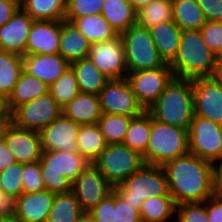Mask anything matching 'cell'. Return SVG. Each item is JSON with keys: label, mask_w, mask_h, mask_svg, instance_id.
I'll return each mask as SVG.
<instances>
[{"label": "cell", "mask_w": 222, "mask_h": 222, "mask_svg": "<svg viewBox=\"0 0 222 222\" xmlns=\"http://www.w3.org/2000/svg\"><path fill=\"white\" fill-rule=\"evenodd\" d=\"M175 207L172 196L148 198L142 203L140 217L142 222H168L175 214Z\"/></svg>", "instance_id": "35"}, {"label": "cell", "mask_w": 222, "mask_h": 222, "mask_svg": "<svg viewBox=\"0 0 222 222\" xmlns=\"http://www.w3.org/2000/svg\"><path fill=\"white\" fill-rule=\"evenodd\" d=\"M23 164L15 162L0 172V191L18 198L23 193Z\"/></svg>", "instance_id": "39"}, {"label": "cell", "mask_w": 222, "mask_h": 222, "mask_svg": "<svg viewBox=\"0 0 222 222\" xmlns=\"http://www.w3.org/2000/svg\"><path fill=\"white\" fill-rule=\"evenodd\" d=\"M200 31L207 47L217 56L222 55V22L207 21Z\"/></svg>", "instance_id": "44"}, {"label": "cell", "mask_w": 222, "mask_h": 222, "mask_svg": "<svg viewBox=\"0 0 222 222\" xmlns=\"http://www.w3.org/2000/svg\"><path fill=\"white\" fill-rule=\"evenodd\" d=\"M20 9V0H0V27Z\"/></svg>", "instance_id": "48"}, {"label": "cell", "mask_w": 222, "mask_h": 222, "mask_svg": "<svg viewBox=\"0 0 222 222\" xmlns=\"http://www.w3.org/2000/svg\"><path fill=\"white\" fill-rule=\"evenodd\" d=\"M91 43L72 22L61 20L58 53L69 63L89 56Z\"/></svg>", "instance_id": "22"}, {"label": "cell", "mask_w": 222, "mask_h": 222, "mask_svg": "<svg viewBox=\"0 0 222 222\" xmlns=\"http://www.w3.org/2000/svg\"><path fill=\"white\" fill-rule=\"evenodd\" d=\"M78 222H93V220L86 214L81 220Z\"/></svg>", "instance_id": "57"}, {"label": "cell", "mask_w": 222, "mask_h": 222, "mask_svg": "<svg viewBox=\"0 0 222 222\" xmlns=\"http://www.w3.org/2000/svg\"><path fill=\"white\" fill-rule=\"evenodd\" d=\"M85 215L72 192L56 193L47 222H78Z\"/></svg>", "instance_id": "31"}, {"label": "cell", "mask_w": 222, "mask_h": 222, "mask_svg": "<svg viewBox=\"0 0 222 222\" xmlns=\"http://www.w3.org/2000/svg\"><path fill=\"white\" fill-rule=\"evenodd\" d=\"M98 96L102 113L135 117L145 111L126 78L108 80Z\"/></svg>", "instance_id": "12"}, {"label": "cell", "mask_w": 222, "mask_h": 222, "mask_svg": "<svg viewBox=\"0 0 222 222\" xmlns=\"http://www.w3.org/2000/svg\"><path fill=\"white\" fill-rule=\"evenodd\" d=\"M2 139L16 162L28 164L41 160L43 150L39 131L20 128L9 121L3 129Z\"/></svg>", "instance_id": "15"}, {"label": "cell", "mask_w": 222, "mask_h": 222, "mask_svg": "<svg viewBox=\"0 0 222 222\" xmlns=\"http://www.w3.org/2000/svg\"><path fill=\"white\" fill-rule=\"evenodd\" d=\"M66 0H20V8L33 20H64Z\"/></svg>", "instance_id": "33"}, {"label": "cell", "mask_w": 222, "mask_h": 222, "mask_svg": "<svg viewBox=\"0 0 222 222\" xmlns=\"http://www.w3.org/2000/svg\"><path fill=\"white\" fill-rule=\"evenodd\" d=\"M216 58L200 30H182L177 55L169 66L175 78L209 77Z\"/></svg>", "instance_id": "3"}, {"label": "cell", "mask_w": 222, "mask_h": 222, "mask_svg": "<svg viewBox=\"0 0 222 222\" xmlns=\"http://www.w3.org/2000/svg\"><path fill=\"white\" fill-rule=\"evenodd\" d=\"M47 93H49V86L46 83L23 71L7 98L9 110L12 112L16 107Z\"/></svg>", "instance_id": "26"}, {"label": "cell", "mask_w": 222, "mask_h": 222, "mask_svg": "<svg viewBox=\"0 0 222 222\" xmlns=\"http://www.w3.org/2000/svg\"><path fill=\"white\" fill-rule=\"evenodd\" d=\"M22 185L23 193L45 190L39 162L23 164Z\"/></svg>", "instance_id": "42"}, {"label": "cell", "mask_w": 222, "mask_h": 222, "mask_svg": "<svg viewBox=\"0 0 222 222\" xmlns=\"http://www.w3.org/2000/svg\"><path fill=\"white\" fill-rule=\"evenodd\" d=\"M209 77L222 85V55L217 56L213 71Z\"/></svg>", "instance_id": "52"}, {"label": "cell", "mask_w": 222, "mask_h": 222, "mask_svg": "<svg viewBox=\"0 0 222 222\" xmlns=\"http://www.w3.org/2000/svg\"><path fill=\"white\" fill-rule=\"evenodd\" d=\"M70 68L74 71L79 91L82 93L98 95L109 80L89 57L72 62Z\"/></svg>", "instance_id": "25"}, {"label": "cell", "mask_w": 222, "mask_h": 222, "mask_svg": "<svg viewBox=\"0 0 222 222\" xmlns=\"http://www.w3.org/2000/svg\"><path fill=\"white\" fill-rule=\"evenodd\" d=\"M72 23L86 36L91 44L110 41L118 36L117 32L101 14L76 18Z\"/></svg>", "instance_id": "29"}, {"label": "cell", "mask_w": 222, "mask_h": 222, "mask_svg": "<svg viewBox=\"0 0 222 222\" xmlns=\"http://www.w3.org/2000/svg\"><path fill=\"white\" fill-rule=\"evenodd\" d=\"M119 36L123 44L128 73L156 69L166 64L160 57L148 28L135 24Z\"/></svg>", "instance_id": "7"}, {"label": "cell", "mask_w": 222, "mask_h": 222, "mask_svg": "<svg viewBox=\"0 0 222 222\" xmlns=\"http://www.w3.org/2000/svg\"><path fill=\"white\" fill-rule=\"evenodd\" d=\"M151 1L152 0H129L135 11H138L139 9L148 5Z\"/></svg>", "instance_id": "54"}, {"label": "cell", "mask_w": 222, "mask_h": 222, "mask_svg": "<svg viewBox=\"0 0 222 222\" xmlns=\"http://www.w3.org/2000/svg\"><path fill=\"white\" fill-rule=\"evenodd\" d=\"M147 111L161 123L189 130L194 117L191 79L174 77Z\"/></svg>", "instance_id": "2"}, {"label": "cell", "mask_w": 222, "mask_h": 222, "mask_svg": "<svg viewBox=\"0 0 222 222\" xmlns=\"http://www.w3.org/2000/svg\"><path fill=\"white\" fill-rule=\"evenodd\" d=\"M176 205L205 202L214 195L213 163L189 152L161 166Z\"/></svg>", "instance_id": "1"}, {"label": "cell", "mask_w": 222, "mask_h": 222, "mask_svg": "<svg viewBox=\"0 0 222 222\" xmlns=\"http://www.w3.org/2000/svg\"><path fill=\"white\" fill-rule=\"evenodd\" d=\"M206 21L222 22V0H197Z\"/></svg>", "instance_id": "46"}, {"label": "cell", "mask_w": 222, "mask_h": 222, "mask_svg": "<svg viewBox=\"0 0 222 222\" xmlns=\"http://www.w3.org/2000/svg\"><path fill=\"white\" fill-rule=\"evenodd\" d=\"M76 141L78 152L91 163L107 146L97 123L81 124L78 129Z\"/></svg>", "instance_id": "28"}, {"label": "cell", "mask_w": 222, "mask_h": 222, "mask_svg": "<svg viewBox=\"0 0 222 222\" xmlns=\"http://www.w3.org/2000/svg\"><path fill=\"white\" fill-rule=\"evenodd\" d=\"M175 213L177 215L176 222H209L207 200L176 205Z\"/></svg>", "instance_id": "41"}, {"label": "cell", "mask_w": 222, "mask_h": 222, "mask_svg": "<svg viewBox=\"0 0 222 222\" xmlns=\"http://www.w3.org/2000/svg\"><path fill=\"white\" fill-rule=\"evenodd\" d=\"M149 31L160 57L170 64L178 52L181 28L173 20H168L150 27Z\"/></svg>", "instance_id": "24"}, {"label": "cell", "mask_w": 222, "mask_h": 222, "mask_svg": "<svg viewBox=\"0 0 222 222\" xmlns=\"http://www.w3.org/2000/svg\"><path fill=\"white\" fill-rule=\"evenodd\" d=\"M9 121L10 120H0V139L2 138L3 129Z\"/></svg>", "instance_id": "56"}, {"label": "cell", "mask_w": 222, "mask_h": 222, "mask_svg": "<svg viewBox=\"0 0 222 222\" xmlns=\"http://www.w3.org/2000/svg\"><path fill=\"white\" fill-rule=\"evenodd\" d=\"M70 67L59 54H26L23 56V71L36 77L48 86L53 84Z\"/></svg>", "instance_id": "19"}, {"label": "cell", "mask_w": 222, "mask_h": 222, "mask_svg": "<svg viewBox=\"0 0 222 222\" xmlns=\"http://www.w3.org/2000/svg\"><path fill=\"white\" fill-rule=\"evenodd\" d=\"M116 222H142L140 212L115 192Z\"/></svg>", "instance_id": "45"}, {"label": "cell", "mask_w": 222, "mask_h": 222, "mask_svg": "<svg viewBox=\"0 0 222 222\" xmlns=\"http://www.w3.org/2000/svg\"><path fill=\"white\" fill-rule=\"evenodd\" d=\"M132 117L102 113L97 122L107 145L122 144Z\"/></svg>", "instance_id": "37"}, {"label": "cell", "mask_w": 222, "mask_h": 222, "mask_svg": "<svg viewBox=\"0 0 222 222\" xmlns=\"http://www.w3.org/2000/svg\"><path fill=\"white\" fill-rule=\"evenodd\" d=\"M17 198L5 195L0 191V216H13L16 214Z\"/></svg>", "instance_id": "49"}, {"label": "cell", "mask_w": 222, "mask_h": 222, "mask_svg": "<svg viewBox=\"0 0 222 222\" xmlns=\"http://www.w3.org/2000/svg\"><path fill=\"white\" fill-rule=\"evenodd\" d=\"M113 190L138 211L148 198L171 196L163 168L149 164H144L123 183L114 186Z\"/></svg>", "instance_id": "6"}, {"label": "cell", "mask_w": 222, "mask_h": 222, "mask_svg": "<svg viewBox=\"0 0 222 222\" xmlns=\"http://www.w3.org/2000/svg\"><path fill=\"white\" fill-rule=\"evenodd\" d=\"M62 115L78 124H95L102 115L99 96L79 92L77 96L64 107Z\"/></svg>", "instance_id": "23"}, {"label": "cell", "mask_w": 222, "mask_h": 222, "mask_svg": "<svg viewBox=\"0 0 222 222\" xmlns=\"http://www.w3.org/2000/svg\"><path fill=\"white\" fill-rule=\"evenodd\" d=\"M62 115V107L47 93L16 107L10 121L17 127L40 131Z\"/></svg>", "instance_id": "10"}, {"label": "cell", "mask_w": 222, "mask_h": 222, "mask_svg": "<svg viewBox=\"0 0 222 222\" xmlns=\"http://www.w3.org/2000/svg\"><path fill=\"white\" fill-rule=\"evenodd\" d=\"M114 187L123 183L144 164L142 155L124 144H109L92 162Z\"/></svg>", "instance_id": "8"}, {"label": "cell", "mask_w": 222, "mask_h": 222, "mask_svg": "<svg viewBox=\"0 0 222 222\" xmlns=\"http://www.w3.org/2000/svg\"><path fill=\"white\" fill-rule=\"evenodd\" d=\"M79 92L74 71L70 67L49 86L50 95L61 107L71 102Z\"/></svg>", "instance_id": "38"}, {"label": "cell", "mask_w": 222, "mask_h": 222, "mask_svg": "<svg viewBox=\"0 0 222 222\" xmlns=\"http://www.w3.org/2000/svg\"><path fill=\"white\" fill-rule=\"evenodd\" d=\"M151 122L152 116L147 110L132 117L122 144L143 155L148 147Z\"/></svg>", "instance_id": "32"}, {"label": "cell", "mask_w": 222, "mask_h": 222, "mask_svg": "<svg viewBox=\"0 0 222 222\" xmlns=\"http://www.w3.org/2000/svg\"><path fill=\"white\" fill-rule=\"evenodd\" d=\"M173 20L172 0H152L136 11V25L150 28L157 23Z\"/></svg>", "instance_id": "36"}, {"label": "cell", "mask_w": 222, "mask_h": 222, "mask_svg": "<svg viewBox=\"0 0 222 222\" xmlns=\"http://www.w3.org/2000/svg\"><path fill=\"white\" fill-rule=\"evenodd\" d=\"M60 35L61 20H34L26 45V54H57Z\"/></svg>", "instance_id": "20"}, {"label": "cell", "mask_w": 222, "mask_h": 222, "mask_svg": "<svg viewBox=\"0 0 222 222\" xmlns=\"http://www.w3.org/2000/svg\"><path fill=\"white\" fill-rule=\"evenodd\" d=\"M209 222H222V197L213 195L207 199Z\"/></svg>", "instance_id": "47"}, {"label": "cell", "mask_w": 222, "mask_h": 222, "mask_svg": "<svg viewBox=\"0 0 222 222\" xmlns=\"http://www.w3.org/2000/svg\"><path fill=\"white\" fill-rule=\"evenodd\" d=\"M80 124L63 115L39 131L43 151L78 152L77 133Z\"/></svg>", "instance_id": "17"}, {"label": "cell", "mask_w": 222, "mask_h": 222, "mask_svg": "<svg viewBox=\"0 0 222 222\" xmlns=\"http://www.w3.org/2000/svg\"><path fill=\"white\" fill-rule=\"evenodd\" d=\"M15 158L13 153L7 147L4 140L0 139V172L4 171L7 167L14 164Z\"/></svg>", "instance_id": "50"}, {"label": "cell", "mask_w": 222, "mask_h": 222, "mask_svg": "<svg viewBox=\"0 0 222 222\" xmlns=\"http://www.w3.org/2000/svg\"><path fill=\"white\" fill-rule=\"evenodd\" d=\"M87 215L93 222H116L115 191L113 190Z\"/></svg>", "instance_id": "43"}, {"label": "cell", "mask_w": 222, "mask_h": 222, "mask_svg": "<svg viewBox=\"0 0 222 222\" xmlns=\"http://www.w3.org/2000/svg\"><path fill=\"white\" fill-rule=\"evenodd\" d=\"M40 170L45 190L69 193L72 182L91 164L79 152L43 151Z\"/></svg>", "instance_id": "4"}, {"label": "cell", "mask_w": 222, "mask_h": 222, "mask_svg": "<svg viewBox=\"0 0 222 222\" xmlns=\"http://www.w3.org/2000/svg\"><path fill=\"white\" fill-rule=\"evenodd\" d=\"M23 72V56L0 50V93L6 98Z\"/></svg>", "instance_id": "34"}, {"label": "cell", "mask_w": 222, "mask_h": 222, "mask_svg": "<svg viewBox=\"0 0 222 222\" xmlns=\"http://www.w3.org/2000/svg\"><path fill=\"white\" fill-rule=\"evenodd\" d=\"M189 152L188 130L161 123L152 118L145 164L162 166L164 163Z\"/></svg>", "instance_id": "5"}, {"label": "cell", "mask_w": 222, "mask_h": 222, "mask_svg": "<svg viewBox=\"0 0 222 222\" xmlns=\"http://www.w3.org/2000/svg\"><path fill=\"white\" fill-rule=\"evenodd\" d=\"M0 222H21L15 215L13 216H0Z\"/></svg>", "instance_id": "55"}, {"label": "cell", "mask_w": 222, "mask_h": 222, "mask_svg": "<svg viewBox=\"0 0 222 222\" xmlns=\"http://www.w3.org/2000/svg\"><path fill=\"white\" fill-rule=\"evenodd\" d=\"M213 182L214 195L222 197V158L213 163Z\"/></svg>", "instance_id": "51"}, {"label": "cell", "mask_w": 222, "mask_h": 222, "mask_svg": "<svg viewBox=\"0 0 222 222\" xmlns=\"http://www.w3.org/2000/svg\"><path fill=\"white\" fill-rule=\"evenodd\" d=\"M88 57L109 80L126 78L128 71L119 35L110 41L92 43Z\"/></svg>", "instance_id": "14"}, {"label": "cell", "mask_w": 222, "mask_h": 222, "mask_svg": "<svg viewBox=\"0 0 222 222\" xmlns=\"http://www.w3.org/2000/svg\"><path fill=\"white\" fill-rule=\"evenodd\" d=\"M191 81L194 115L222 124V85L210 77Z\"/></svg>", "instance_id": "16"}, {"label": "cell", "mask_w": 222, "mask_h": 222, "mask_svg": "<svg viewBox=\"0 0 222 222\" xmlns=\"http://www.w3.org/2000/svg\"><path fill=\"white\" fill-rule=\"evenodd\" d=\"M113 191V186L91 163L73 182L72 193L88 214Z\"/></svg>", "instance_id": "13"}, {"label": "cell", "mask_w": 222, "mask_h": 222, "mask_svg": "<svg viewBox=\"0 0 222 222\" xmlns=\"http://www.w3.org/2000/svg\"><path fill=\"white\" fill-rule=\"evenodd\" d=\"M34 20L21 8L0 27V50L26 55V45Z\"/></svg>", "instance_id": "18"}, {"label": "cell", "mask_w": 222, "mask_h": 222, "mask_svg": "<svg viewBox=\"0 0 222 222\" xmlns=\"http://www.w3.org/2000/svg\"><path fill=\"white\" fill-rule=\"evenodd\" d=\"M55 194L47 190L22 193L17 198L15 216L21 222H47Z\"/></svg>", "instance_id": "21"}, {"label": "cell", "mask_w": 222, "mask_h": 222, "mask_svg": "<svg viewBox=\"0 0 222 222\" xmlns=\"http://www.w3.org/2000/svg\"><path fill=\"white\" fill-rule=\"evenodd\" d=\"M189 153L212 163L222 158V124L195 116L188 130Z\"/></svg>", "instance_id": "9"}, {"label": "cell", "mask_w": 222, "mask_h": 222, "mask_svg": "<svg viewBox=\"0 0 222 222\" xmlns=\"http://www.w3.org/2000/svg\"><path fill=\"white\" fill-rule=\"evenodd\" d=\"M11 112L7 104V98L0 93V120H10Z\"/></svg>", "instance_id": "53"}, {"label": "cell", "mask_w": 222, "mask_h": 222, "mask_svg": "<svg viewBox=\"0 0 222 222\" xmlns=\"http://www.w3.org/2000/svg\"><path fill=\"white\" fill-rule=\"evenodd\" d=\"M172 12L181 30H200L207 22L197 0H172Z\"/></svg>", "instance_id": "30"}, {"label": "cell", "mask_w": 222, "mask_h": 222, "mask_svg": "<svg viewBox=\"0 0 222 222\" xmlns=\"http://www.w3.org/2000/svg\"><path fill=\"white\" fill-rule=\"evenodd\" d=\"M104 0H66L64 20L102 13Z\"/></svg>", "instance_id": "40"}, {"label": "cell", "mask_w": 222, "mask_h": 222, "mask_svg": "<svg viewBox=\"0 0 222 222\" xmlns=\"http://www.w3.org/2000/svg\"><path fill=\"white\" fill-rule=\"evenodd\" d=\"M173 78V72L167 63L156 69L129 72L126 76L132 92L145 110L159 98Z\"/></svg>", "instance_id": "11"}, {"label": "cell", "mask_w": 222, "mask_h": 222, "mask_svg": "<svg viewBox=\"0 0 222 222\" xmlns=\"http://www.w3.org/2000/svg\"><path fill=\"white\" fill-rule=\"evenodd\" d=\"M101 15L118 35L136 24V11L129 0H104Z\"/></svg>", "instance_id": "27"}]
</instances>
